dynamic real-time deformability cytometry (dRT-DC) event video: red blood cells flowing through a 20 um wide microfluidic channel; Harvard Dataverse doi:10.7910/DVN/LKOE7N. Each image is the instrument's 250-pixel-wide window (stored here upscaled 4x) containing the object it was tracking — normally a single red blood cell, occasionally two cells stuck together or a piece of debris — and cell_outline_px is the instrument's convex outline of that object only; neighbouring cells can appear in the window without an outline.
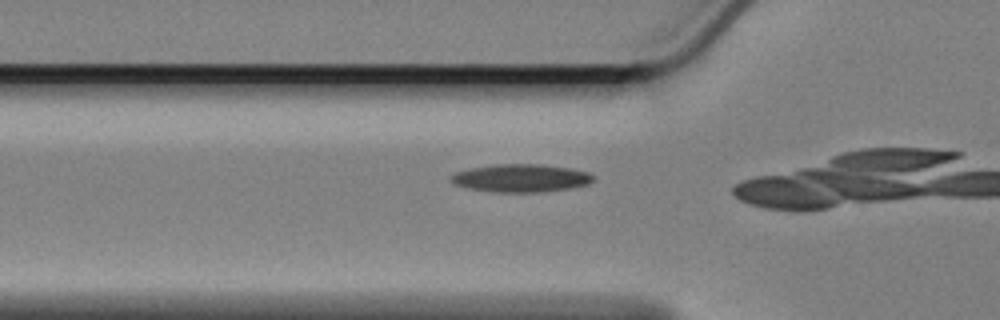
{"species": "Egyptian fruit bat (a non-hibernating species)", "species_latin": "Rousettus aegyptiacus", "temperature_condition": "cold", "stored_images_in_passage": 18, "camera_frame_rate_fps": 3000, "um_per_image_px": 0.085, "animal": {"sex": "female"}, "frame": {"image": 1, "passage_image": 13, "time_ms": 4.0, "image_size_px": [1000, 320], "cell_outline_px": [[596, 176], [588, 184], [568, 188], [536, 192], [496, 192], [468, 188], [456, 184], [452, 180], [452, 176], [456, 172], [468, 168], [496, 164], [540, 164], [568, 168], [588, 172]], "centroid_in_image_um": [44.29, 15.13], "position_along_channel_um": 81.5, "area_um2": 22.83}}
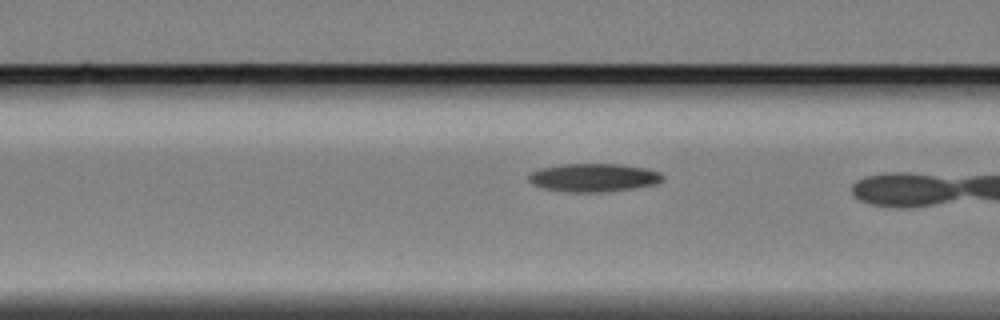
{"frame": {"image": 2, "passage_image": 16, "time_ms": 5.0, "image_size_px": [1000, 320], "cell_outline_px": [[664, 180], [656, 184], [608, 192], [568, 192], [544, 188], [532, 184], [528, 180], [528, 176], [532, 172], [540, 168], [560, 164], [620, 164], [644, 168], [660, 172], [664, 176]], "centroid_in_image_um": [50.46, 15.1], "position_along_channel_um": 116.1, "area_um2": 22.14}}